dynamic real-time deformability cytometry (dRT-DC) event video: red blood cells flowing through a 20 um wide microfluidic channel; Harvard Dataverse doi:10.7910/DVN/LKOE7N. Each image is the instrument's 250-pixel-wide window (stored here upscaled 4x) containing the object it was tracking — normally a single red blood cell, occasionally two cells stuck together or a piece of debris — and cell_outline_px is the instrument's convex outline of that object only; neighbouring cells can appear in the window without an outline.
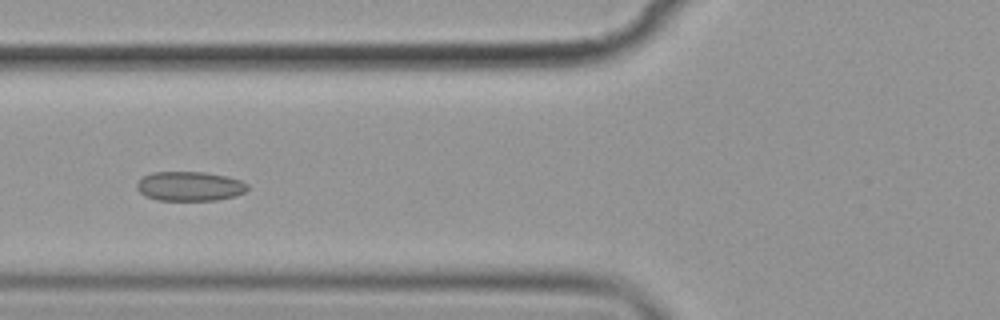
{"species": "common noctule bat (a hibernating species)", "species_latin": "Nyctalus noctula", "temperature_condition": "cold", "stored_images_in_passage": 10, "camera_frame_rate_fps": 3000, "um_per_image_px": 0.085, "animal": {"sex": "female", "body_mass_g": 19.9}, "frame": {"image": 1, "passage_image": 5, "time_ms": 4.667, "image_size_px": [1000, 320], "cell_outline_px": [[248, 188], [244, 192], [236, 196], [216, 200], [156, 200], [144, 196], [136, 188], [136, 184], [144, 176], [152, 172], [204, 172], [228, 176], [240, 180], [248, 184]], "centroid_in_image_um": [16.12, 15.83], "position_along_channel_um": 109.7, "area_um2": 19.07}}
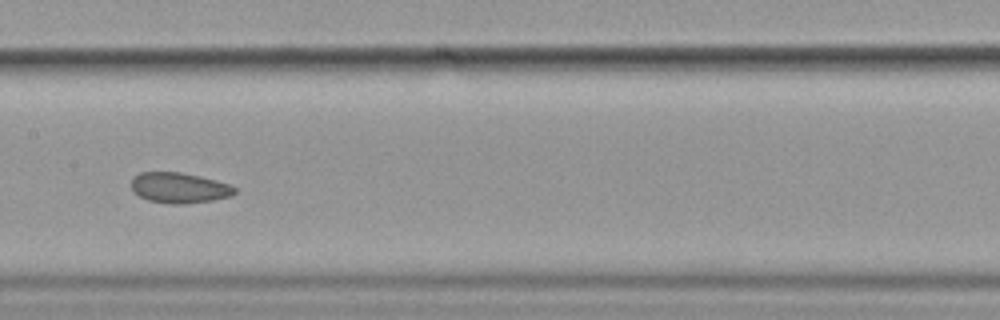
{"frame": {"image": 2, "passage_image": 7, "time_ms": 7.0, "image_size_px": [1000, 320], "cell_outline_px": [[236, 192], [232, 196], [212, 200], [180, 204], [172, 204], [148, 200], [132, 192], [132, 180], [140, 172], [180, 172], [216, 180], [228, 184], [236, 188]], "centroid_in_image_um": [15.24, 15.96], "position_along_channel_um": 192.2, "area_um2": 18.21}}
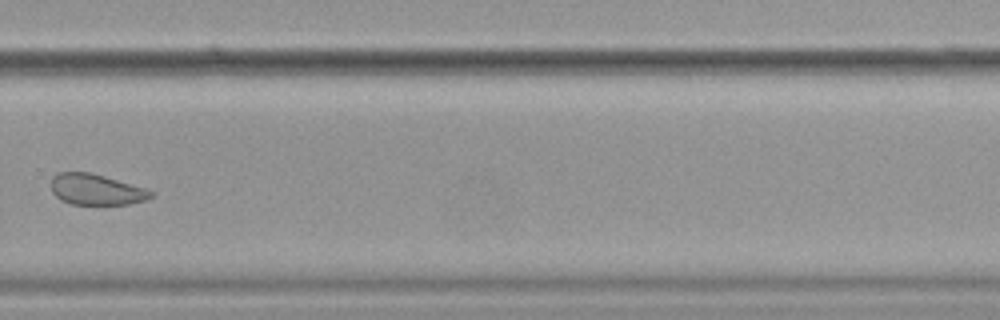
{"frame": {"image": 3, "passage_image": 10, "time_ms": 10.667, "image_size_px": [1000, 320], "cell_outline_px": [[156, 192], [152, 196], [144, 200], [128, 204], [72, 204], [60, 200], [52, 192], [52, 176], [56, 172], [88, 172], [104, 176], [144, 188]], "centroid_in_image_um": [8.14, 16.11], "position_along_channel_um": 321.7, "area_um2": 17.8}}